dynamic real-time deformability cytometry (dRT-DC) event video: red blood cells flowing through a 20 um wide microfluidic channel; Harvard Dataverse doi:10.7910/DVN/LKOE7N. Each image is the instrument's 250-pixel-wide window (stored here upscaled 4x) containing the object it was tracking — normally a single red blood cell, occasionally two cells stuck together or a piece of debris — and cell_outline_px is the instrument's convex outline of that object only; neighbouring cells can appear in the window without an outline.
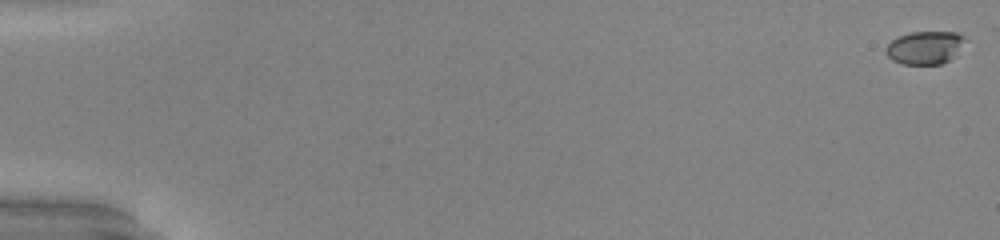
{"species": "common noctule bat (a hibernating species)", "species_latin": "Nyctalus noctula", "temperature_condition": "warm", "stored_images_in_passage": 21, "camera_frame_rate_fps": 3000, "um_per_image_px": 0.085, "animal": {"sex": "male", "body_mass_g": 20.0, "forearm_length_mm": 53.3}, "frame": {"image": 1, "passage_image": 1, "time_ms": 0.0, "image_size_px": [1000, 240], "cell_outline_px": [[964, 36], [952, 56], [948, 60], [940, 64], [900, 64], [892, 60], [884, 52], [884, 48], [896, 36], [912, 32], [956, 32]], "centroid_in_image_um": [78.48, 4.04], "position_along_channel_um": 6.5, "area_um2": 14.85}}
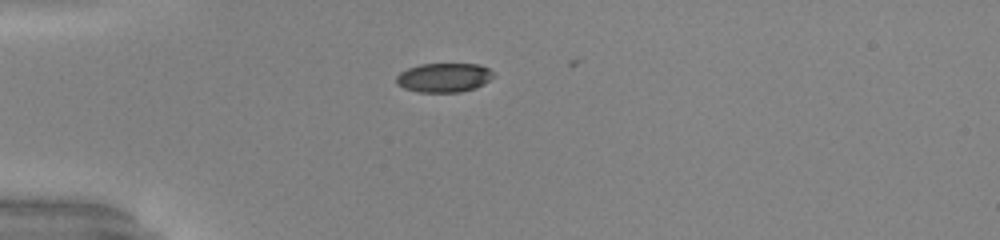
{"frame": {"image": 2, "passage_image": 16, "time_ms": 5.0, "image_size_px": [1000, 240], "cell_outline_px": [[496, 76], [484, 84], [476, 88], [460, 92], [420, 92], [404, 88], [396, 84], [396, 76], [400, 72], [408, 68], [420, 64], [480, 64], [496, 72]], "centroid_in_image_um": [37.78, 6.59], "position_along_channel_um": 47.2, "area_um2": 16.76}}